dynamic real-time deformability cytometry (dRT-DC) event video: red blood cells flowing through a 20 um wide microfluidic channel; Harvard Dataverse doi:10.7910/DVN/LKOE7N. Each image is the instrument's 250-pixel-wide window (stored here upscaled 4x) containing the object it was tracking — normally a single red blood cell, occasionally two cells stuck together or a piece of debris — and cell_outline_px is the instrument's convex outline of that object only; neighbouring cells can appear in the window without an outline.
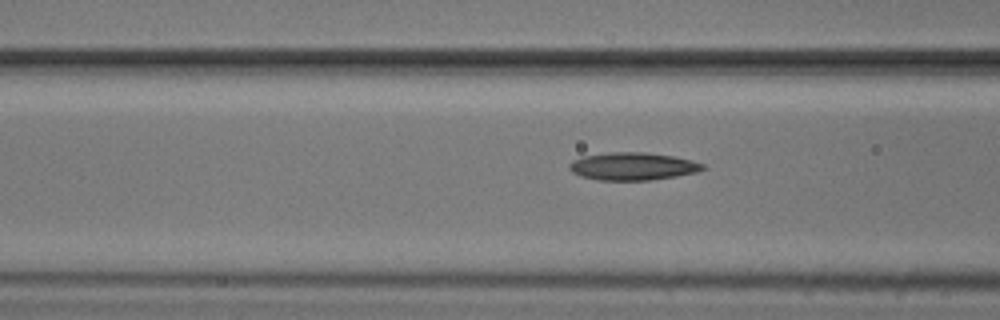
{"species": "common noctule bat (a hibernating species)", "species_latin": "Nyctalus noctula", "temperature_condition": "cold", "stored_images_in_passage": 6, "segment_of_instrument_passage": [2, 2], "camera_frame_rate_fps": 3000, "um_per_image_px": 0.085, "animal": {"sex": "male", "body_mass_g": 20.5, "forearm_length_mm": 52.5}, "frame": {"image": 1, "passage_image": 6, "time_ms": 6.667, "image_size_px": [1000, 320], "cell_outline_px": [[704, 168], [696, 172], [676, 176], [648, 180], [596, 180], [580, 176], [572, 172], [568, 168], [568, 164], [572, 160], [584, 156], [608, 152], [644, 152], [676, 156], [692, 160], [704, 164]], "centroid_in_image_um": [53.75, 14.13], "position_along_channel_um": 112.8, "area_um2": 21.62}}